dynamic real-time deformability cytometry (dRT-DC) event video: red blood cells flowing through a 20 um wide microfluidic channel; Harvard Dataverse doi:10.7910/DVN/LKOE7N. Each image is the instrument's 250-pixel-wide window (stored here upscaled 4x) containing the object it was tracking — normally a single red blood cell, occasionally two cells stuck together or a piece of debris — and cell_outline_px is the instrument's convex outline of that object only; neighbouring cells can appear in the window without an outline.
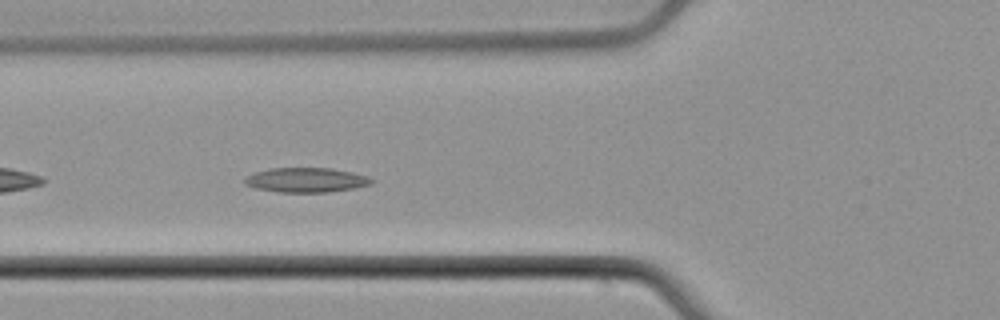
{"species": "common noctule bat (a hibernating species)", "species_latin": "Nyctalus noctula", "temperature_condition": "cold", "stored_images_in_passage": 40, "camera_frame_rate_fps": 3000, "um_per_image_px": 0.085, "animal": {"sex": "male", "body_mass_g": 21.5, "forearm_length_mm": 52.0}, "frame": {"image": 1, "passage_image": 6, "time_ms": 1.667, "image_size_px": [1000, 320], "cell_outline_px": [[376, 180], [372, 184], [356, 188], [328, 192], [280, 192], [256, 188], [244, 184], [244, 180], [252, 172], [272, 168], [332, 168], [352, 172], [368, 176]], "centroid_in_image_um": [26.06, 15.3], "position_along_channel_um": 99.7, "area_um2": 18.32}}
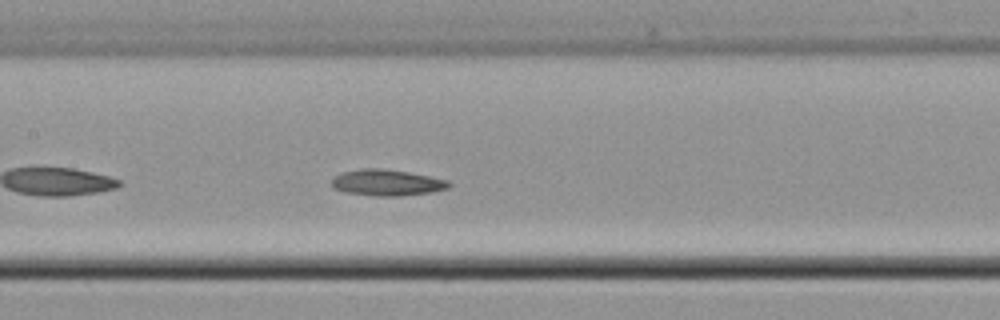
{"frame": {"image": 2, "passage_image": 12, "time_ms": 3.667, "image_size_px": [1000, 320], "cell_outline_px": [[452, 184], [448, 188], [432, 192], [404, 196], [372, 196], [344, 192], [332, 188], [332, 180], [336, 176], [344, 172], [360, 168], [380, 168], [408, 172], [448, 180]], "centroid_in_image_um": [32.89, 15.53], "position_along_channel_um": 174.5, "area_um2": 17.98}}
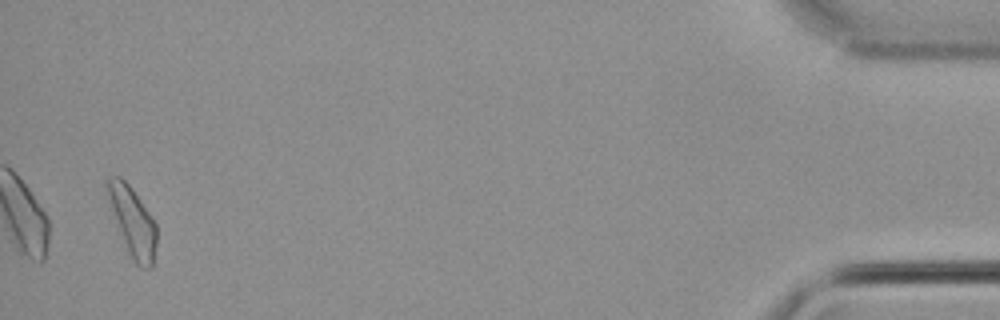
{"frame": {"image": 3, "passage_image": 39, "time_ms": 12.667, "image_size_px": [1000, 320], "cell_outline_px": [[156, 244], [152, 268], [144, 268], [136, 264], [128, 252], [108, 196], [104, 184], [108, 176], [120, 176], [132, 188], [152, 216], [156, 224]], "centroid_in_image_um": [11.29, 18.81], "position_along_channel_um": 423.9, "area_um2": 19.25}}